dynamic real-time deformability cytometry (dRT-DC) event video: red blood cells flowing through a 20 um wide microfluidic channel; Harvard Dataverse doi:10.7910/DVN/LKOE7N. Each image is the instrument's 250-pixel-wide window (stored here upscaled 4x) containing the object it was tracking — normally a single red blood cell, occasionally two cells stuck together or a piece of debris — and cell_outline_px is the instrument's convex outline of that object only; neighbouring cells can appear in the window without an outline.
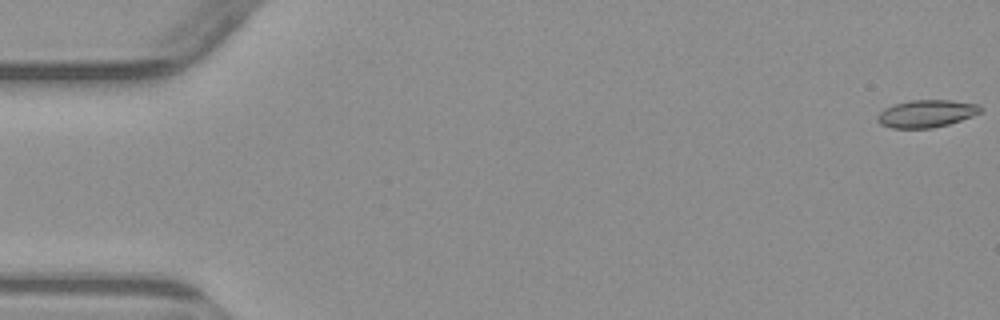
{"species": "common noctule bat (a hibernating species)", "species_latin": "Nyctalus noctula", "temperature_condition": "warm", "stored_images_in_passage": 5, "camera_frame_rate_fps": 3000, "um_per_image_px": 0.085, "animal": {"sex": "male", "body_mass_g": 23.1, "forearm_length_mm": 52.7}, "frame": {"image": 1, "passage_image": 1, "time_ms": 0.0, "image_size_px": [1000, 320], "cell_outline_px": [[984, 108], [980, 112], [972, 116], [948, 124], [932, 128], [892, 128], [880, 124], [876, 120], [876, 116], [884, 108], [892, 104], [912, 100], [952, 100], [980, 104]], "centroid_in_image_um": [78.74, 9.65], "position_along_channel_um": 6.3, "area_um2": 16.65}}
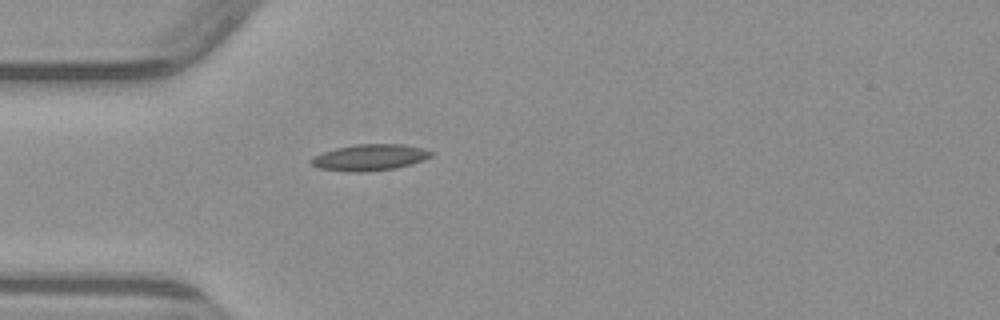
{"frame": {"image": 2, "passage_image": 5, "time_ms": 5.0, "image_size_px": [1000, 320], "cell_outline_px": [[436, 152], [432, 156], [424, 160], [412, 164], [396, 168], [364, 172], [348, 172], [320, 168], [312, 164], [308, 160], [312, 156], [336, 148], [356, 144], [404, 144], [424, 148]], "centroid_in_image_um": [31.47, 13.38], "position_along_channel_um": 53.5, "area_um2": 18.61}}